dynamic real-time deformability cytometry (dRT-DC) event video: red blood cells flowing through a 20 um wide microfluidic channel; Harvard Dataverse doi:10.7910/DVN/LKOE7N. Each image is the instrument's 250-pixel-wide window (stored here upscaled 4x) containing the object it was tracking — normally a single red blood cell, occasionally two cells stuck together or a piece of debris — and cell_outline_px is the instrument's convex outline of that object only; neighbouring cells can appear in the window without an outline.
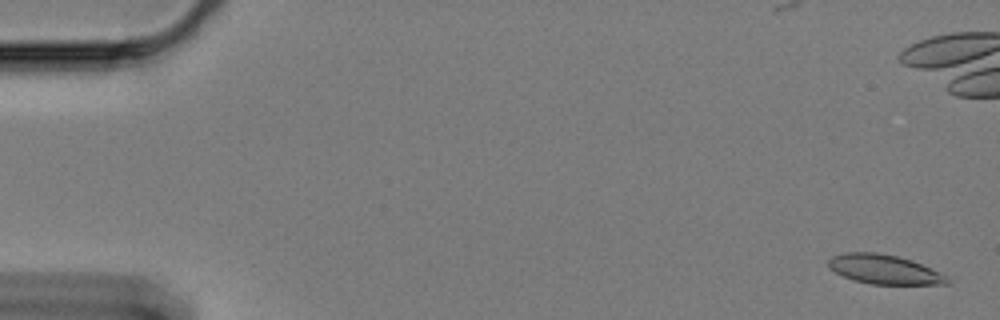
{"species": "Egyptian fruit bat (a non-hibernating species)", "species_latin": "Rousettus aegyptiacus", "temperature_condition": "cold", "stored_images_in_passage": 62, "camera_frame_rate_fps": 3000, "um_per_image_px": 0.085, "animal": {"sex": "female"}, "frame": {"image": 1, "passage_image": 2, "time_ms": 0.333, "image_size_px": [1000, 320], "cell_outline_px": [[952, 280], [948, 284], [872, 284], [856, 280], [844, 276], [828, 268], [828, 260], [832, 256], [844, 252], [876, 252], [896, 256], [912, 260], [940, 272], [948, 276]], "centroid_in_image_um": [75.18, 22.89], "position_along_channel_um": 9.8, "area_um2": 20.29}}
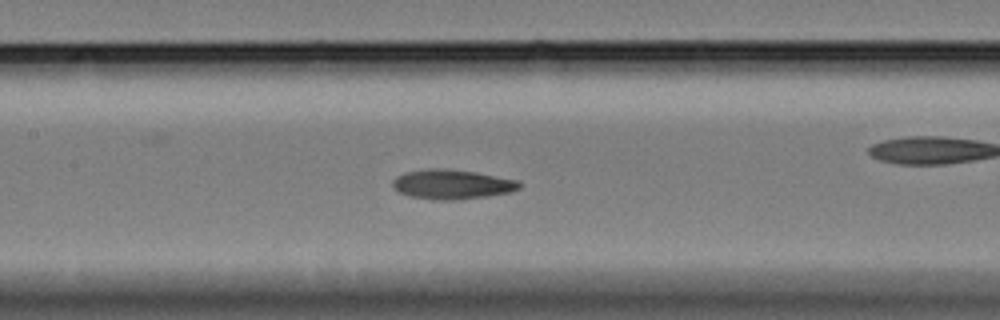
{"frame": {"image": 2, "passage_image": 29, "time_ms": 9.333, "image_size_px": [1000, 320], "cell_outline_px": [[520, 188], [512, 192], [488, 196], [460, 200], [436, 200], [408, 196], [400, 192], [392, 184], [392, 180], [396, 176], [404, 172], [432, 168], [444, 168], [476, 172], [520, 180]], "centroid_in_image_um": [38.45, 15.67], "position_along_channel_um": 169.0, "area_um2": 22.08}}
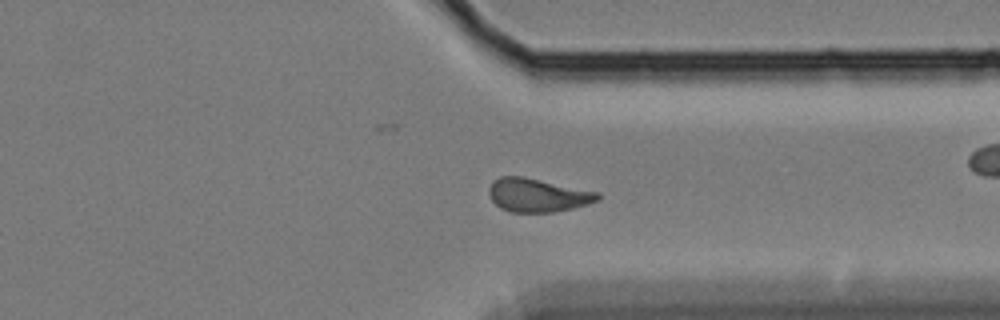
{"frame": {"image": 3, "passage_image": 47, "time_ms": 15.333, "image_size_px": [1000, 320], "cell_outline_px": [[600, 200], [588, 204], [572, 208], [552, 212], [508, 212], [500, 208], [492, 200], [488, 192], [488, 188], [492, 180], [500, 176], [524, 176], [596, 192], [600, 196]], "centroid_in_image_um": [45.64, 16.58], "position_along_channel_um": 365.8, "area_um2": 21.21}, "authors_computed_cell_mechanics": {"area_um2": 20.8658, "velocity_mm_per_s": 3.281, "shape_relaxation_time_tau1_ms": 10.7663, "shape_relaxation_time_tau2_ms": 4.2592, "deformation_change_tau1": 0.2314, "deformation_change_tau2": 0.1109}}